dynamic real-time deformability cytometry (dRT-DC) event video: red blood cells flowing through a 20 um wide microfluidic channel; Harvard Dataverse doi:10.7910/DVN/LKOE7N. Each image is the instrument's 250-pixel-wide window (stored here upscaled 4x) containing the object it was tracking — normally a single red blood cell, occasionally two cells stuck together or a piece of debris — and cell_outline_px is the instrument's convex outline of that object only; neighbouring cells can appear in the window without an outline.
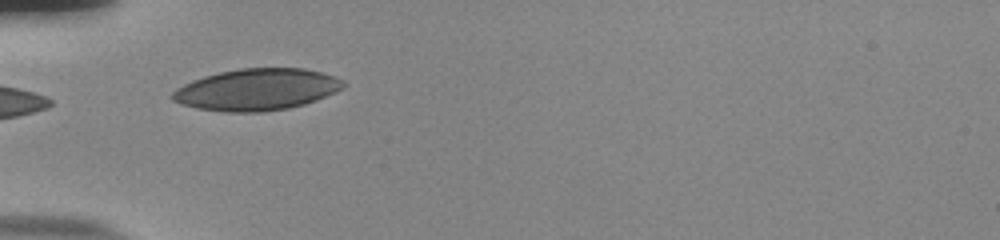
{"species": "human", "species_latin": "Homo sapiens", "temperature_condition": "room temperature", "stored_images_in_passage": 4, "camera_frame_rate_fps": 3000, "um_per_image_px": 0.085, "donor": {"sex": "male"}, "frame": {"image": 1, "passage_image": 1, "time_ms": 0.0, "image_size_px": [1000, 240], "cell_outline_px": [[348, 84], [316, 100], [304, 104], [288, 108], [264, 112], [224, 112], [196, 108], [180, 104], [172, 100], [168, 96], [176, 88], [192, 80], [204, 76], [220, 72], [240, 68], [304, 68], [336, 76], [344, 80]], "centroid_in_image_um": [21.78, 7.61], "position_along_channel_um": 63.2, "area_um2": 41.62}}